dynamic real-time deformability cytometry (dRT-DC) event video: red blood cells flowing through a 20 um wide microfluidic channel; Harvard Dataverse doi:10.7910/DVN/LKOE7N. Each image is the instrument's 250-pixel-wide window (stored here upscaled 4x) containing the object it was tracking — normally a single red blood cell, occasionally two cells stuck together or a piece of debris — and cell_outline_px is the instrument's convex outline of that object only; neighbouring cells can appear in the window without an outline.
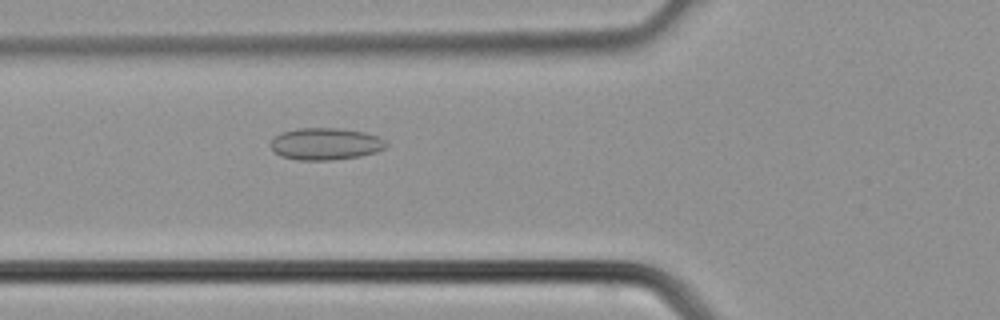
{"species": "common noctule bat (a hibernating species)", "species_latin": "Nyctalus noctula", "temperature_condition": "cold", "stored_images_in_passage": 38, "camera_frame_rate_fps": 3000, "um_per_image_px": 0.085, "animal": {"sex": "male", "body_mass_g": 21.5, "forearm_length_mm": 52.0}, "frame": {"image": 1, "passage_image": 14, "time_ms": 4.333, "image_size_px": [1000, 320], "cell_outline_px": [[388, 144], [384, 148], [376, 152], [360, 156], [332, 160], [300, 160], [280, 156], [272, 148], [272, 140], [280, 132], [296, 128], [340, 128], [364, 132], [376, 136], [384, 140]], "centroid_in_image_um": [27.67, 12.22], "position_along_channel_um": 98.1, "area_um2": 21.44}}
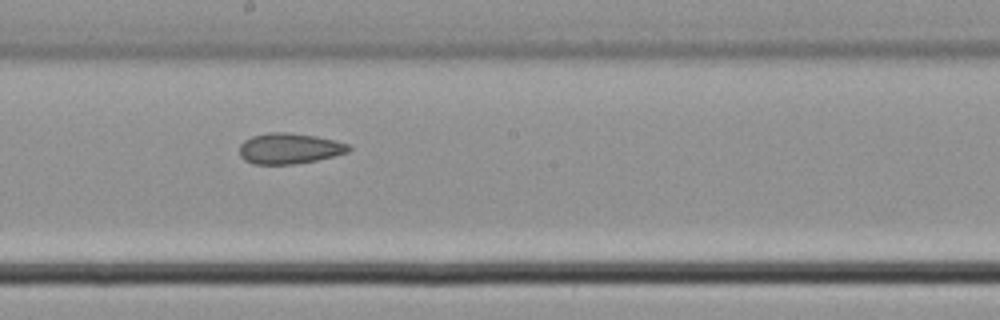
{"frame": {"image": 2, "passage_image": 21, "time_ms": 6.667, "image_size_px": [1000, 320], "cell_outline_px": [[352, 148], [348, 152], [316, 160], [292, 164], [252, 164], [244, 160], [240, 156], [240, 144], [244, 140], [252, 136], [268, 132], [284, 132], [316, 136], [348, 144]], "centroid_in_image_um": [24.55, 12.62], "position_along_channel_um": 223.6, "area_um2": 19.42}}
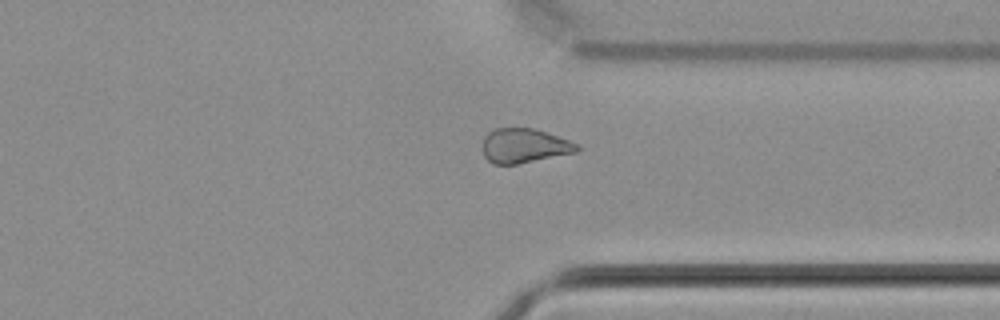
{"frame": {"image": 3, "passage_image": 29, "time_ms": 9.333, "image_size_px": [1000, 320], "cell_outline_px": [[580, 148], [576, 152], [516, 164], [492, 164], [484, 156], [484, 136], [488, 132], [496, 128], [532, 128], [580, 144]], "centroid_in_image_um": [44.55, 12.39], "position_along_channel_um": 366.8, "area_um2": 18.67}}